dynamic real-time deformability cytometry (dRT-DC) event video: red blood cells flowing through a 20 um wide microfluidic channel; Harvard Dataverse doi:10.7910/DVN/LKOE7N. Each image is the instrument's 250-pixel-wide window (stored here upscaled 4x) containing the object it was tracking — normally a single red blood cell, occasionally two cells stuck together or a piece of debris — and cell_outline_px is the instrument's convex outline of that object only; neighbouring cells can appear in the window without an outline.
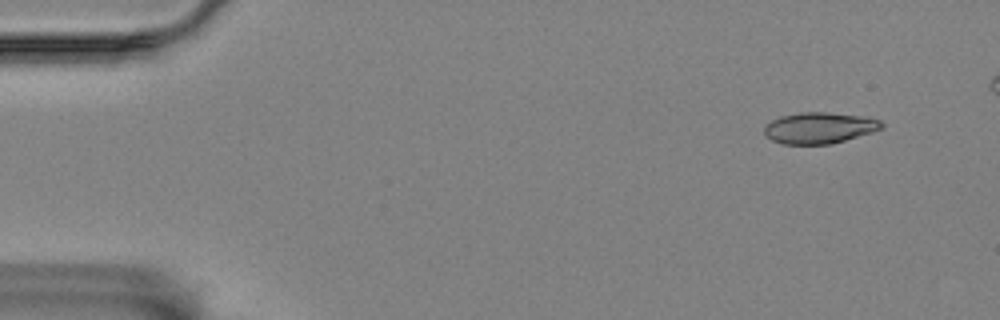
{"species": "Egyptian fruit bat (a non-hibernating species)", "species_latin": "Rousettus aegyptiacus", "temperature_condition": "room temperature", "stored_images_in_passage": 15, "camera_frame_rate_fps": 3000, "um_per_image_px": 0.085, "animal": {"sex": "female"}, "frame": {"image": 1, "passage_image": 3, "time_ms": 0.667, "image_size_px": [1000, 320], "cell_outline_px": [[884, 128], [872, 132], [832, 144], [784, 144], [772, 140], [764, 132], [764, 124], [780, 116], [800, 112], [828, 112], [860, 116], [880, 120], [884, 124]], "centroid_in_image_um": [69.64, 10.87], "position_along_channel_um": 15.4, "area_um2": 21.33}}
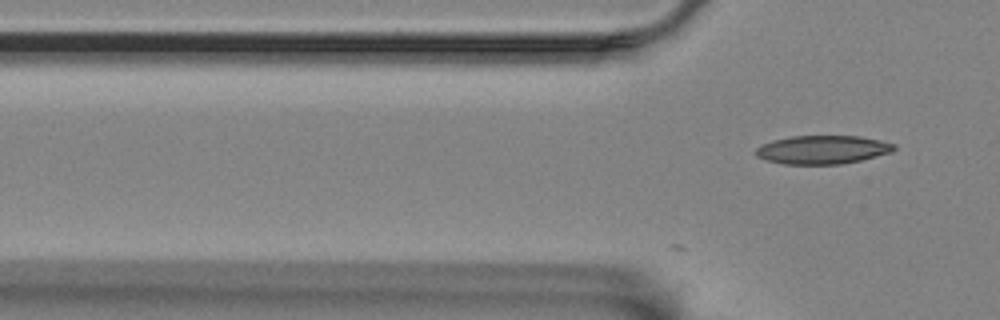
{"frame": {"image": 2, "passage_image": 15, "time_ms": 4.667, "image_size_px": [1000, 320], "cell_outline_px": [[896, 148], [892, 152], [860, 160], [840, 164], [784, 164], [768, 160], [756, 156], [756, 148], [760, 144], [772, 140], [792, 136], [860, 136], [880, 140], [896, 144]], "centroid_in_image_um": [69.92, 12.71], "position_along_channel_um": 55.9, "area_um2": 22.95}}